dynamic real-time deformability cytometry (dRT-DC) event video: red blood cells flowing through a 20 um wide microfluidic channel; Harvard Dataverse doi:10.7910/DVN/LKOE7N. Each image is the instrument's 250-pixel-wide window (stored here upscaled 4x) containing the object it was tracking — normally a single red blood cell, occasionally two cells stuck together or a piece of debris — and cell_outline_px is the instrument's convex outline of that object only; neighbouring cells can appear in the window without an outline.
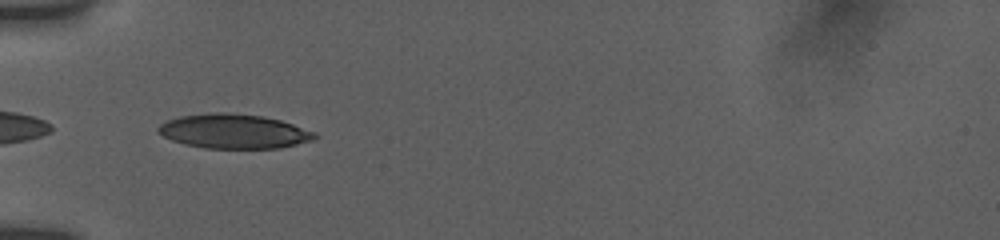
{"species": "human", "species_latin": "Homo sapiens", "temperature_condition": "room temperature", "stored_images_in_passage": 13, "segment_of_instrument_passage": [2, 2], "camera_frame_rate_fps": 3000, "um_per_image_px": 0.085, "donor": {"sex": "female"}, "frame": {"image": 1, "passage_image": 9, "time_ms": 6.333, "image_size_px": [1000, 240], "cell_outline_px": [[316, 136], [312, 140], [280, 148], [204, 148], [184, 144], [172, 140], [156, 132], [156, 128], [160, 124], [168, 120], [180, 116], [216, 112], [224, 112], [260, 116], [280, 120], [316, 132]], "centroid_in_image_um": [19.84, 11.16], "position_along_channel_um": 65.2, "area_um2": 31.15}}
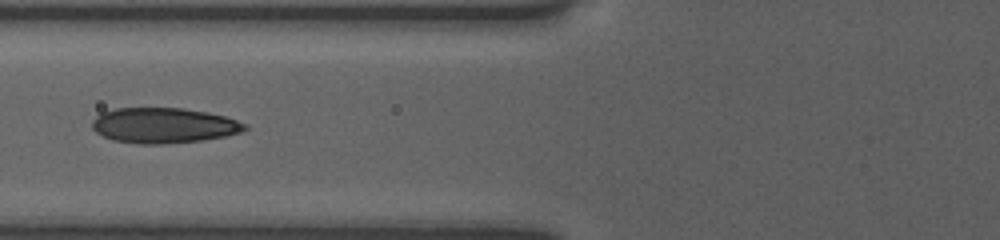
{"frame": {"image": 2, "passage_image": 11, "time_ms": 7.667, "image_size_px": [1000, 240], "cell_outline_px": [[248, 128], [240, 132], [224, 136], [200, 140], [164, 144], [140, 144], [112, 140], [96, 132], [92, 128], [92, 120], [100, 112], [116, 108], [180, 108], [204, 112], [224, 116], [248, 124]], "centroid_in_image_um": [13.87, 10.66], "position_along_channel_um": 111.9, "area_um2": 31.33}}
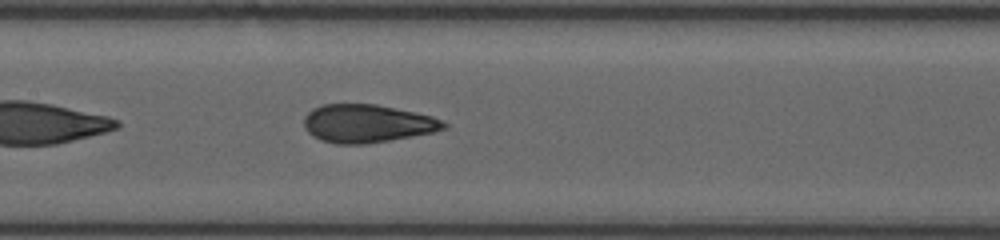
{"frame": {"image": 3, "passage_image": 13, "time_ms": 9.333, "image_size_px": [1000, 240], "cell_outline_px": [[448, 124], [444, 128], [432, 132], [412, 136], [364, 144], [336, 144], [320, 140], [312, 136], [304, 128], [304, 116], [312, 108], [324, 104], [376, 104], [432, 116], [444, 120]], "centroid_in_image_um": [31.17, 10.5], "position_along_channel_um": 176.2, "area_um2": 30.98}}